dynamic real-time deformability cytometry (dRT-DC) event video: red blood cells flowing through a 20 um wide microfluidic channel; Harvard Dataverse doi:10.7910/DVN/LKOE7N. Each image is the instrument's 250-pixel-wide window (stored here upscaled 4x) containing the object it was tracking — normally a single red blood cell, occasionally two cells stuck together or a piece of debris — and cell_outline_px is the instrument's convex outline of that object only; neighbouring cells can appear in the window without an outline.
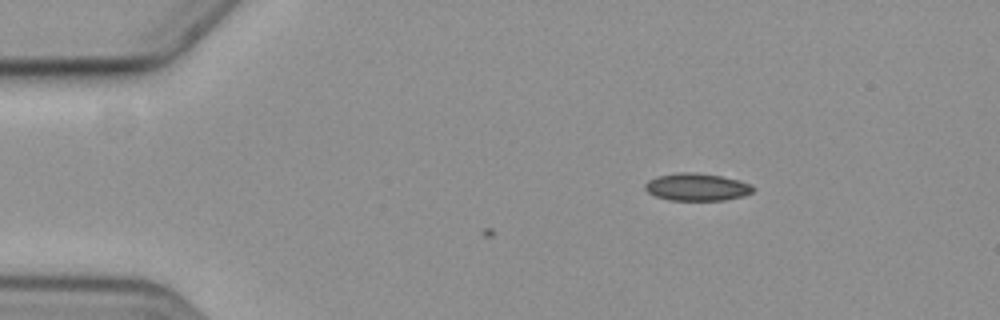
{"species": "common noctule bat (a hibernating species)", "species_latin": "Nyctalus noctula", "temperature_condition": "cold", "stored_images_in_passage": 4, "camera_frame_rate_fps": 3000, "um_per_image_px": 0.085, "animal": {"sex": "female", "body_mass_g": 19.3, "forearm_length_mm": 54.1}, "frame": {"image": 1, "passage_image": 2, "time_ms": 2.0, "image_size_px": [1000, 320], "cell_outline_px": [[752, 192], [740, 196], [724, 200], [672, 200], [656, 196], [648, 192], [644, 188], [644, 184], [648, 180], [656, 176], [676, 172], [696, 172], [720, 176], [736, 180], [748, 184], [752, 188]], "centroid_in_image_um": [59.14, 15.88], "position_along_channel_um": 25.9, "area_um2": 16.99}}